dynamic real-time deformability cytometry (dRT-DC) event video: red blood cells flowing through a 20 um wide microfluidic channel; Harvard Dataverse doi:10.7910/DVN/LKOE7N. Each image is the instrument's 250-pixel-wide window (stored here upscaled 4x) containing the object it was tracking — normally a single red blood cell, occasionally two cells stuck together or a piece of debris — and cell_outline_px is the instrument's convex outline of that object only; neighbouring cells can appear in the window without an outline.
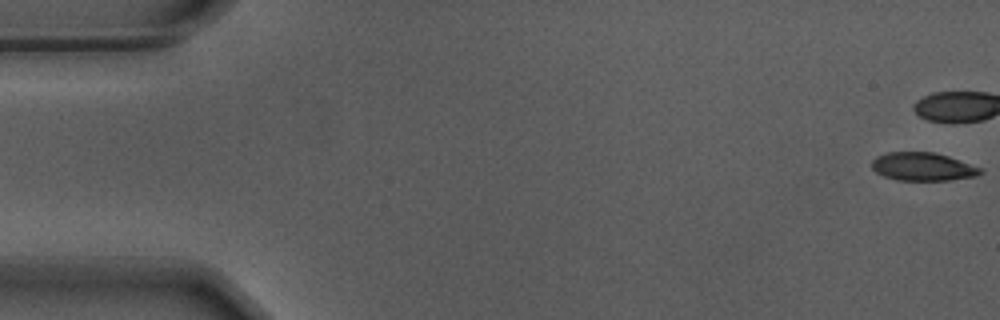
{"species": "Egyptian fruit bat (a non-hibernating species)", "species_latin": "Rousettus aegyptiacus", "temperature_condition": "warm", "stored_images_in_passage": 43, "camera_frame_rate_fps": 3000, "um_per_image_px": 0.085, "animal": {"sex": "male"}, "frame": {"image": 1, "passage_image": 1, "time_ms": 0.0, "image_size_px": [1000, 320], "cell_outline_px": [[984, 172], [976, 176], [948, 180], [896, 180], [884, 176], [876, 172], [872, 168], [872, 160], [876, 156], [888, 152], [932, 152], [948, 156], [984, 168]], "centroid_in_image_um": [78.46, 14.16], "position_along_channel_um": 6.5, "area_um2": 17.92}}